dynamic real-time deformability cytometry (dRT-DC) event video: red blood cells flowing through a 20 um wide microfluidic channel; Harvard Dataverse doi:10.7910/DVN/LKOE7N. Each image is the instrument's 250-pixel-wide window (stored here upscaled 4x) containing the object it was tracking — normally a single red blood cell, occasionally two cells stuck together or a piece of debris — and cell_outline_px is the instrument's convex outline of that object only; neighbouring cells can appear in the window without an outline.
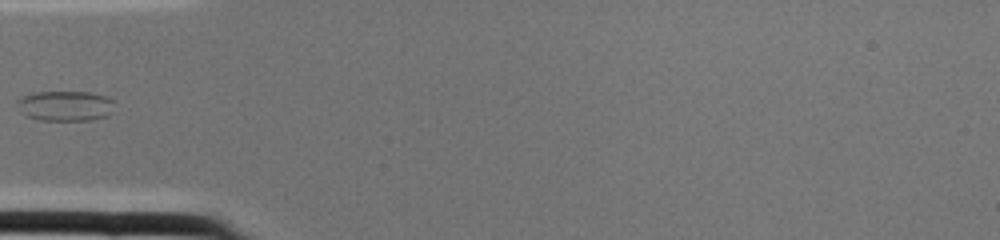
{"species": "common noctule bat (a hibernating species)", "species_latin": "Nyctalus noctula", "temperature_condition": "cold", "stored_images_in_passage": 2, "camera_frame_rate_fps": 3000, "um_per_image_px": 0.085, "animal": {"sex": "female", "body_mass_g": 22.0, "forearm_length_mm": 56.7}, "frame": {"image": 1, "passage_image": 2, "time_ms": 0.333, "image_size_px": [1000, 240], "cell_outline_px": [[112, 100], [108, 116], [92, 120], [40, 120], [28, 116], [24, 112], [16, 100], [20, 96], [32, 92], [92, 92], [108, 96]], "centroid_in_image_um": [5.55, 8.98], "position_along_channel_um": 79.5, "area_um2": 16.94}}